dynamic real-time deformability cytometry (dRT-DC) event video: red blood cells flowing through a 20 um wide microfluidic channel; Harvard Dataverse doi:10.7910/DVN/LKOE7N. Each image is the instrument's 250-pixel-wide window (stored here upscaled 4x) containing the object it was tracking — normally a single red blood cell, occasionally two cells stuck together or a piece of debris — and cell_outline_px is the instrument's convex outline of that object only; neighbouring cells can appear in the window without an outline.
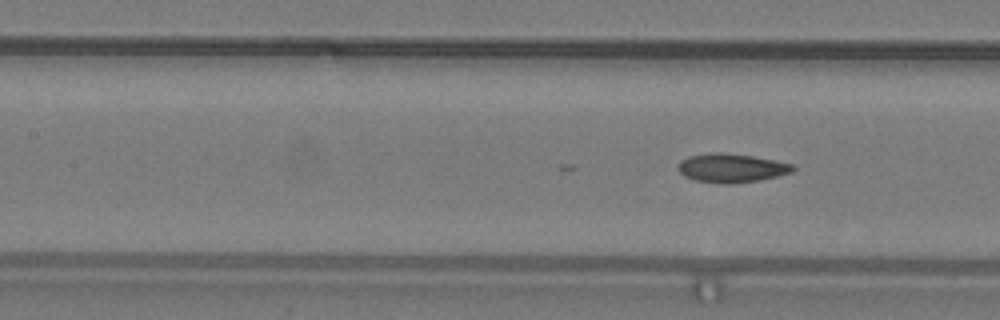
{"species": "common noctule bat (a hibernating species)", "species_latin": "Nyctalus noctula", "temperature_condition": "warm", "stored_images_in_passage": 24, "camera_frame_rate_fps": 3000, "um_per_image_px": 0.085, "animal": {"sex": "male", "body_mass_g": 19.2, "forearm_length_mm": 51.8}, "frame": {"image": 1, "passage_image": 24, "time_ms": 7.667, "image_size_px": [1000, 320], "cell_outline_px": [[796, 168], [792, 172], [776, 176], [736, 184], [720, 184], [696, 180], [684, 176], [676, 168], [680, 160], [688, 156], [712, 152], [720, 152], [752, 156], [796, 164]], "centroid_in_image_um": [62.16, 14.28], "position_along_channel_um": 145.2, "area_um2": 19.42}}